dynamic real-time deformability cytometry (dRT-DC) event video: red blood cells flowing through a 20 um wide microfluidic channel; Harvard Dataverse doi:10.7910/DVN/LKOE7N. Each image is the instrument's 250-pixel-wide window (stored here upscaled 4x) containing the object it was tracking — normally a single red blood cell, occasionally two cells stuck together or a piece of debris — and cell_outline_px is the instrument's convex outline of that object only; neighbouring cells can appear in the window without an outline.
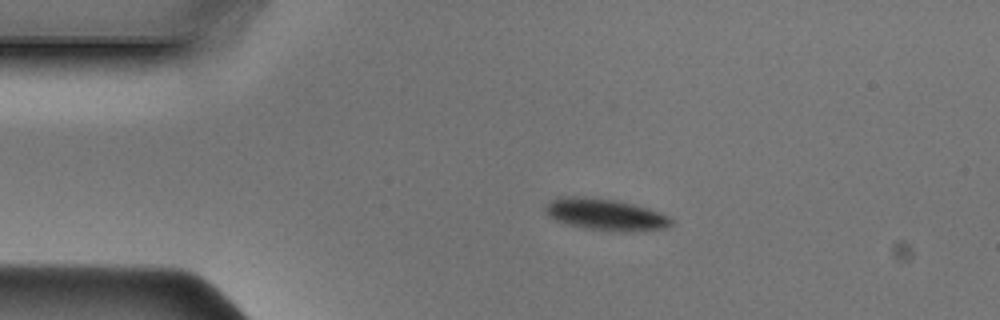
{"species": "Egyptian fruit bat (a non-hibernating species)", "species_latin": "Rousettus aegyptiacus", "temperature_condition": "cold", "stored_images_in_passage": 39, "camera_frame_rate_fps": 3000, "um_per_image_px": 0.085, "animal": {"sex": "male"}, "frame": {"image": 1, "passage_image": 1, "time_ms": 0.0, "image_size_px": [1000, 320], "cell_outline_px": [[672, 224], [668, 228], [624, 232], [584, 228], [564, 224], [548, 216], [544, 212], [544, 208], [552, 200], [560, 196], [584, 196], [616, 200], [648, 208], [668, 216], [672, 220]], "centroid_in_image_um": [51.43, 18.23], "position_along_channel_um": 33.6, "area_um2": 23.29}}
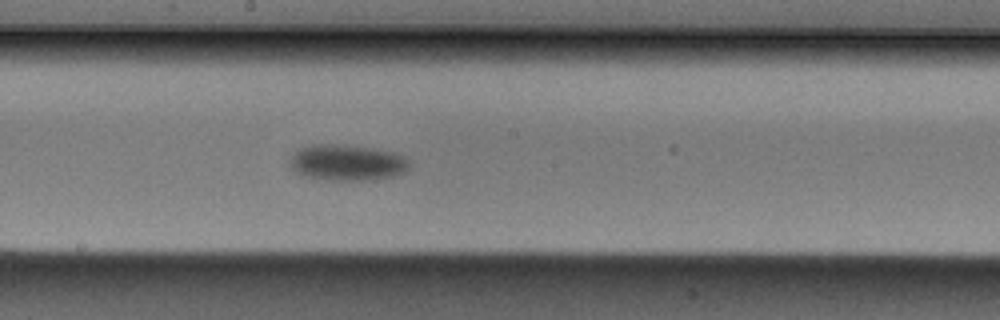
{"frame": {"image": 2, "passage_image": 17, "time_ms": 5.333, "image_size_px": [1000, 320], "cell_outline_px": [[408, 168], [404, 172], [392, 176], [368, 180], [324, 180], [300, 176], [288, 164], [288, 160], [296, 148], [316, 144], [340, 144], [372, 148], [396, 152], [404, 156], [408, 160]], "centroid_in_image_um": [29.42, 13.81], "position_along_channel_um": 218.8, "area_um2": 25.49}}
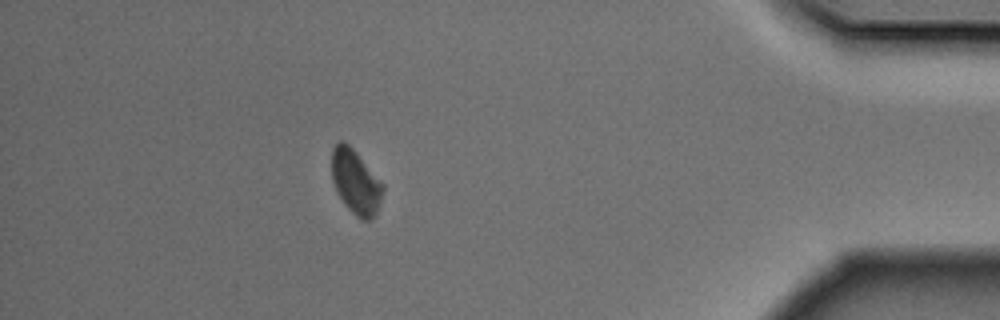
{"frame": {"image": 3, "passage_image": 34, "time_ms": 11.0, "image_size_px": [1000, 320], "cell_outline_px": [[384, 188], [380, 204], [376, 216], [372, 220], [364, 220], [356, 216], [344, 204], [336, 192], [332, 180], [332, 148], [340, 140], [344, 140], [356, 152], [384, 184]], "centroid_in_image_um": [30.24, 15.48], "position_along_channel_um": 405.0, "area_um2": 19.36}}